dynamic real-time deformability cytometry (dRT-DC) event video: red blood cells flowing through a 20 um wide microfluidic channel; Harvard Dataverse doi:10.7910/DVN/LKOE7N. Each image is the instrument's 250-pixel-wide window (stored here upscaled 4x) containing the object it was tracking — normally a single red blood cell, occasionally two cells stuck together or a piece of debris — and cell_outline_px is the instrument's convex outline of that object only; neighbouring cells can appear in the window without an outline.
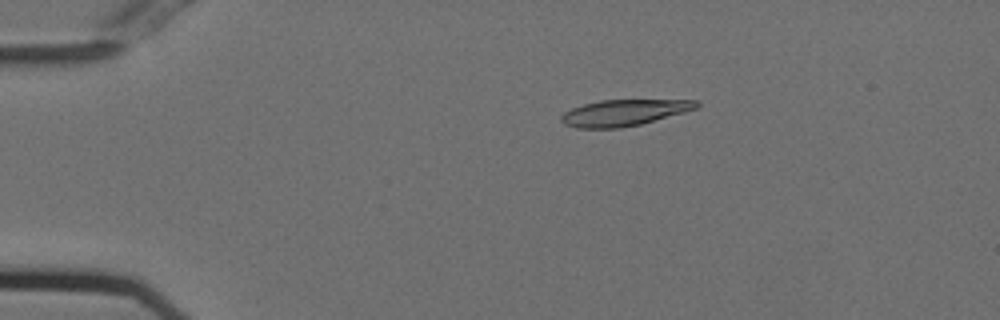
{"species": "Egyptian fruit bat (a non-hibernating species)", "species_latin": "Rousettus aegyptiacus", "temperature_condition": "cold", "stored_images_in_passage": 49, "camera_frame_rate_fps": 3000, "um_per_image_px": 0.085, "animal": {"sex": "female"}, "frame": {"image": 1, "passage_image": 5, "time_ms": 1.333, "image_size_px": [1000, 320], "cell_outline_px": [[700, 104], [696, 108], [684, 112], [640, 124], [620, 128], [576, 128], [564, 124], [560, 120], [560, 116], [564, 112], [572, 108], [584, 104], [600, 100], [696, 100]], "centroid_in_image_um": [52.99, 9.58], "position_along_channel_um": 32.0, "area_um2": 20.52}}
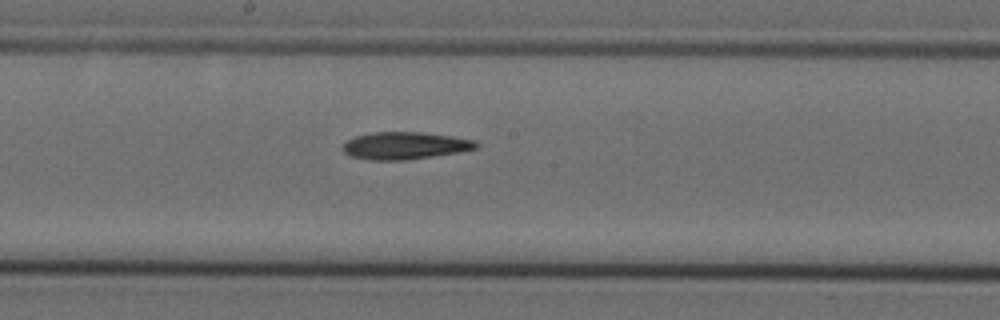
{"frame": {"image": 2, "passage_image": 24, "time_ms": 7.667, "image_size_px": [1000, 320], "cell_outline_px": [[480, 144], [476, 148], [460, 152], [404, 160], [368, 160], [348, 156], [340, 148], [348, 140], [356, 136], [372, 132], [420, 132], [452, 136], [476, 140]], "centroid_in_image_um": [34.4, 12.38], "position_along_channel_um": 213.8, "area_um2": 21.33}}
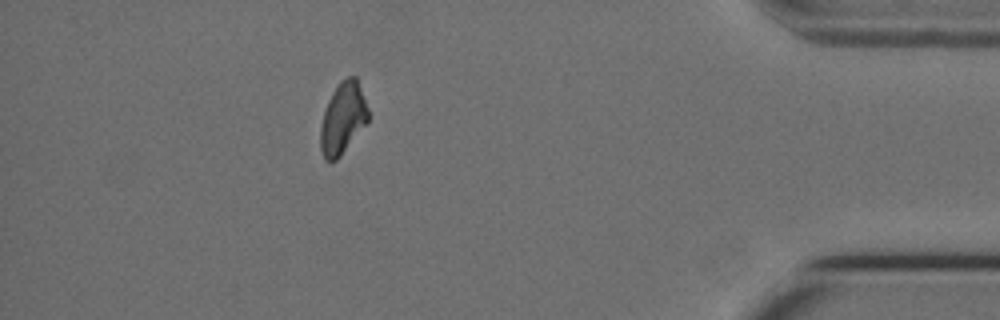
{"frame": {"image": 3, "passage_image": 43, "time_ms": 14.0, "image_size_px": [1000, 320], "cell_outline_px": [[368, 120], [340, 156], [336, 160], [324, 160], [320, 148], [320, 128], [324, 112], [328, 100], [336, 84], [340, 80], [348, 76], [356, 76], [368, 108]], "centroid_in_image_um": [29.12, 10.02], "position_along_channel_um": 406.1, "area_um2": 19.71}}